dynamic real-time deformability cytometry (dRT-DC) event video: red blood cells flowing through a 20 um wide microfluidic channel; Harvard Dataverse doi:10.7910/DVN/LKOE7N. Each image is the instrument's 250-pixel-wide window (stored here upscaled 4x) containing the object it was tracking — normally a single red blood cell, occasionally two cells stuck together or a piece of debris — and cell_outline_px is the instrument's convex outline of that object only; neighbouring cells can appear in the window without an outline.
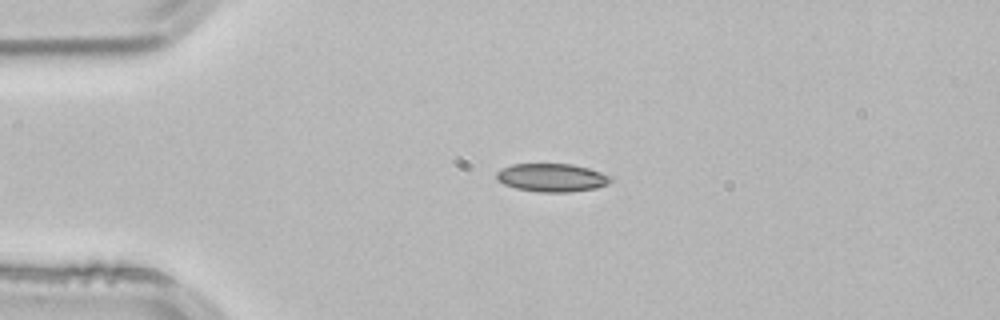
{"species": "common noctule bat (a hibernating species)", "species_latin": "Nyctalus noctula", "temperature_condition": "room temperature", "stored_images_in_passage": 4, "camera_frame_rate_fps": 3000, "um_per_image_px": 0.085, "animal": {"sex": "male", "body_mass_g": 21.5, "forearm_length_mm": 52.0}, "frame": {"image": 1, "passage_image": 4, "time_ms": 1.0, "image_size_px": [1000, 320], "cell_outline_px": [[612, 180], [608, 184], [596, 188], [568, 192], [540, 192], [516, 188], [504, 184], [496, 180], [496, 172], [500, 168], [512, 164], [572, 164], [588, 168], [612, 176]], "centroid_in_image_um": [46.89, 15.09], "position_along_channel_um": 38.1, "area_um2": 18.84}}